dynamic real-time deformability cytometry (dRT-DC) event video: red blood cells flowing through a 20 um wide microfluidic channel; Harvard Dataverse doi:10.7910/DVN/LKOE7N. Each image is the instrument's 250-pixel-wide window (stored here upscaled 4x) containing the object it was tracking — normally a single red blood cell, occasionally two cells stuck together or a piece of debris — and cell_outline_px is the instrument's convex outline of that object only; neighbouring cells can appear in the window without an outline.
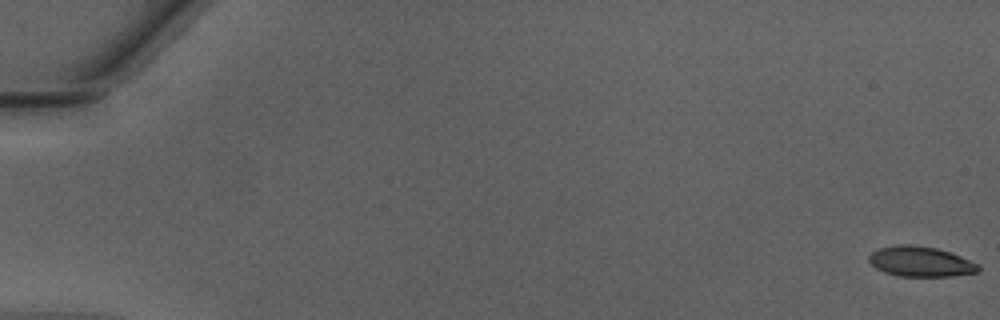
{"species": "Egyptian fruit bat (a non-hibernating species)", "species_latin": "Rousettus aegyptiacus", "temperature_condition": "warm", "stored_images_in_passage": 43, "camera_frame_rate_fps": 3000, "um_per_image_px": 0.085, "animal": {"sex": "male"}, "frame": {"image": 1, "passage_image": 1, "time_ms": 0.0, "image_size_px": [1000, 320], "cell_outline_px": [[980, 268], [976, 272], [952, 276], [896, 276], [884, 272], [876, 268], [868, 260], [868, 256], [872, 252], [880, 248], [896, 244], [912, 244], [936, 248], [960, 256], [980, 264]], "centroid_in_image_um": [78.23, 22.23], "position_along_channel_um": 6.8, "area_um2": 19.25}}